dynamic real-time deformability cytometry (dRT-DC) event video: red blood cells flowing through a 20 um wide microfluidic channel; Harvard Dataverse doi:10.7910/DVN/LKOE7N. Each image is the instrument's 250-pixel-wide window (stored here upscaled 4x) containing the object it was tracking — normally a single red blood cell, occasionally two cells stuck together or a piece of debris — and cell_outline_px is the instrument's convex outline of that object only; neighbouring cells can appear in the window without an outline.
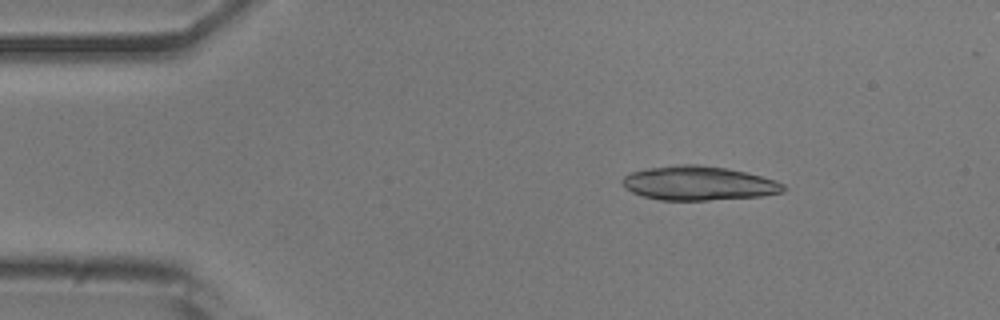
{"species": "common noctule bat (a hibernating species)", "species_latin": "Nyctalus noctula", "temperature_condition": "room temperature", "stored_images_in_passage": 5, "camera_frame_rate_fps": 3000, "um_per_image_px": 0.085, "animal": {"sex": "male", "body_mass_g": 20.5, "forearm_length_mm": 52.5}, "frame": {"image": 1, "passage_image": 2, "time_ms": 1.333, "image_size_px": [1000, 320], "cell_outline_px": [[788, 188], [784, 192], [760, 196], [708, 200], [660, 200], [644, 196], [632, 192], [624, 188], [620, 180], [624, 176], [632, 172], [648, 168], [676, 164], [700, 164], [724, 168], [744, 172], [776, 180], [784, 184]], "centroid_in_image_um": [59.37, 15.57], "position_along_channel_um": 25.6, "area_um2": 32.08}}